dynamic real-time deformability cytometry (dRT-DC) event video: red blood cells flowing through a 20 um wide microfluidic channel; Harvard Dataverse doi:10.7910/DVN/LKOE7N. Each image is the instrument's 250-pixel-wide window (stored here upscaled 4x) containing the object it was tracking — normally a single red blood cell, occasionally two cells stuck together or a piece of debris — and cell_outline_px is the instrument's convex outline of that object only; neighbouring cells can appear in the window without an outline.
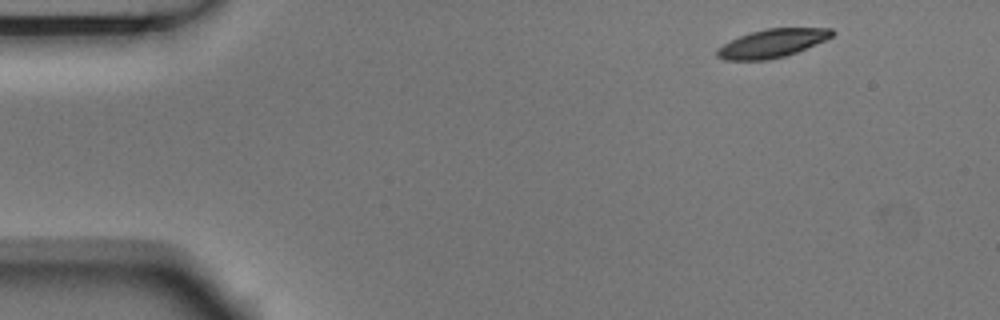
{"species": "Egyptian fruit bat (a non-hibernating species)", "species_latin": "Rousettus aegyptiacus", "temperature_condition": "room temperature", "stored_images_in_passage": 4, "camera_frame_rate_fps": 3000, "um_per_image_px": 0.085, "animal": {"sex": "male"}, "frame": {"image": 1, "passage_image": 1, "time_ms": 0.0, "image_size_px": [1000, 320], "cell_outline_px": [[836, 32], [832, 36], [816, 44], [796, 52], [784, 56], [768, 60], [724, 60], [716, 56], [716, 48], [740, 36], [764, 28], [832, 28]], "centroid_in_image_um": [65.62, 3.68], "position_along_channel_um": 19.4, "area_um2": 18.9}}
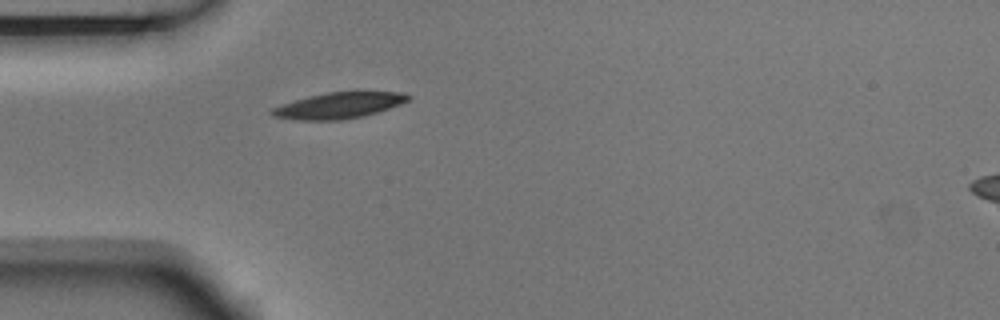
{"frame": {"image": 2, "passage_image": 4, "time_ms": 1.0, "image_size_px": [1000, 320], "cell_outline_px": [[412, 96], [408, 100], [400, 104], [364, 116], [340, 120], [296, 120], [272, 116], [268, 112], [272, 108], [308, 96], [328, 92], [404, 92]], "centroid_in_image_um": [28.79, 8.97], "position_along_channel_um": 56.2, "area_um2": 20.46}}